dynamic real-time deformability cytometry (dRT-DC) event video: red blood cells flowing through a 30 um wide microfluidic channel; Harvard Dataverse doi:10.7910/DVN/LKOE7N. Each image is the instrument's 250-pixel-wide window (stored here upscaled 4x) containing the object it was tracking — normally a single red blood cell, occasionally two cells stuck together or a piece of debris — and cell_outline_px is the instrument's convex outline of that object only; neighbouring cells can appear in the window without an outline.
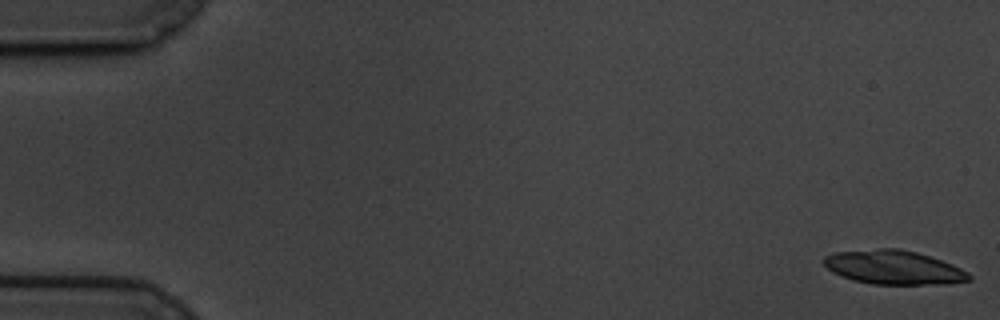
{"species": "common noctule bat (a hibernating species)", "species_latin": "Nyctalus noctula", "temperature_condition": "cold", "stored_images_in_passage": 27, "segment_of_instrument_passage": [1, 2], "camera_frame_rate_fps": 3000, "um_per_image_px": 0.085, "animal": {"sex": "male", "body_mass_g": 19.5, "forearm_length_mm": 54.6}, "frame": {"image": 1, "passage_image": 1, "time_ms": 0.0, "image_size_px": [1000, 320], "cell_outline_px": [[972, 280], [944, 284], [872, 284], [852, 280], [832, 272], [820, 260], [824, 256], [836, 252], [880, 248], [900, 248], [916, 252], [952, 264], [968, 272], [972, 276]], "centroid_in_image_um": [75.94, 22.73], "position_along_channel_um": 9.1, "area_um2": 28.78}}